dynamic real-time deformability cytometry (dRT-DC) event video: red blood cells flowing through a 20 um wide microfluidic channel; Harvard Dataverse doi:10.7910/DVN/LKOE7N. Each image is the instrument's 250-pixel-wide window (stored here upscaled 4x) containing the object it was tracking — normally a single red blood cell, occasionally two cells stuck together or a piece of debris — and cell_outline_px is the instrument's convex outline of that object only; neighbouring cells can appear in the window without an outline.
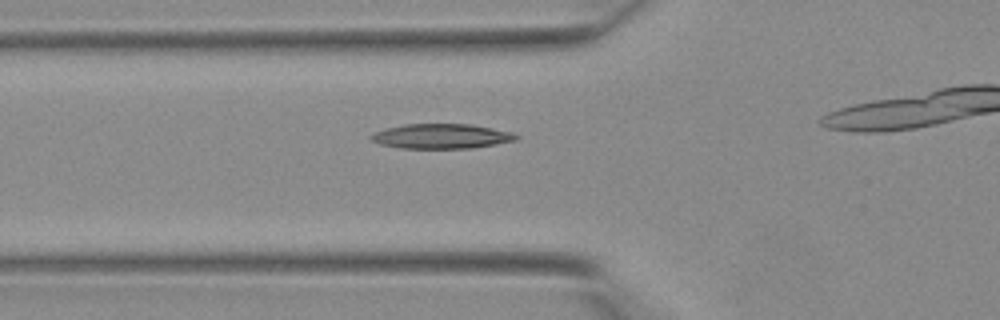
{"species": "Egyptian fruit bat (a non-hibernating species)", "species_latin": "Rousettus aegyptiacus", "temperature_condition": "warm", "stored_images_in_passage": 6, "camera_frame_rate_fps": 3000, "um_per_image_px": 0.085, "animal": {"sex": "female"}, "frame": {"image": 1, "passage_image": 2, "time_ms": 0.333, "image_size_px": [1000, 320], "cell_outline_px": [[520, 136], [516, 140], [472, 148], [400, 148], [380, 144], [372, 140], [368, 136], [376, 132], [388, 128], [404, 124], [472, 124], [512, 132]], "centroid_in_image_um": [37.53, 11.58], "position_along_channel_um": 88.3, "area_um2": 20.81}}
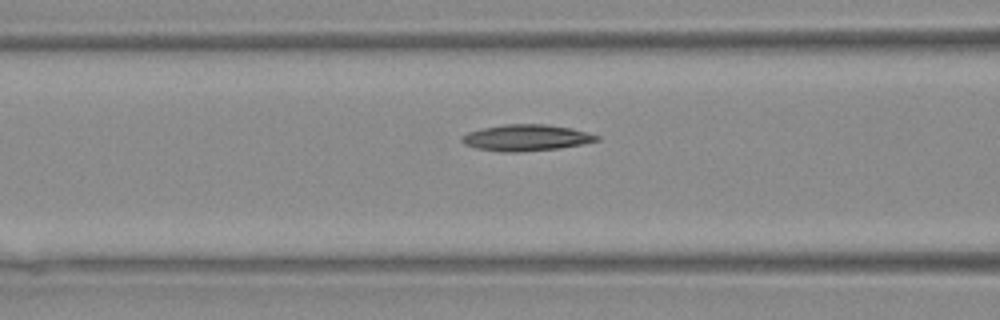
{"frame": {"image": 2, "passage_image": 4, "time_ms": 1.0, "image_size_px": [1000, 320], "cell_outline_px": [[600, 140], [584, 144], [560, 148], [516, 152], [504, 152], [476, 148], [464, 144], [460, 140], [460, 136], [468, 132], [484, 128], [504, 124], [548, 124], [572, 128], [600, 136]], "centroid_in_image_um": [44.74, 11.7], "position_along_channel_um": 121.9, "area_um2": 20.75}}